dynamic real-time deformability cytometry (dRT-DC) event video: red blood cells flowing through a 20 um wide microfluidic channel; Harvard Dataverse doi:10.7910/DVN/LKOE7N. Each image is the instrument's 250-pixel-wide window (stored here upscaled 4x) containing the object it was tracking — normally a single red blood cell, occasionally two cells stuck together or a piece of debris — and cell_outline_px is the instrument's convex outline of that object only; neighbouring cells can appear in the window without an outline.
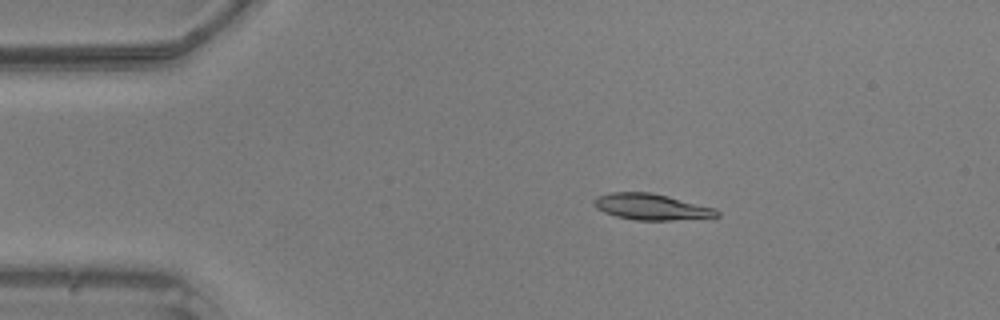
{"species": "common noctule bat (a hibernating species)", "species_latin": "Nyctalus noctula", "temperature_condition": "warm", "stored_images_in_passage": 49, "camera_frame_rate_fps": 3000, "um_per_image_px": 0.085, "animal": {"sex": "male", "body_mass_g": 20.5, "forearm_length_mm": 52.5}, "frame": {"image": 1, "passage_image": 9, "time_ms": 2.667, "image_size_px": [1000, 320], "cell_outline_px": [[720, 216], [712, 220], [636, 220], [616, 216], [604, 212], [596, 208], [592, 204], [592, 200], [596, 196], [608, 192], [648, 192], [668, 196], [716, 208], [720, 212]], "centroid_in_image_um": [55.45, 17.6], "position_along_channel_um": 29.5, "area_um2": 19.36}}
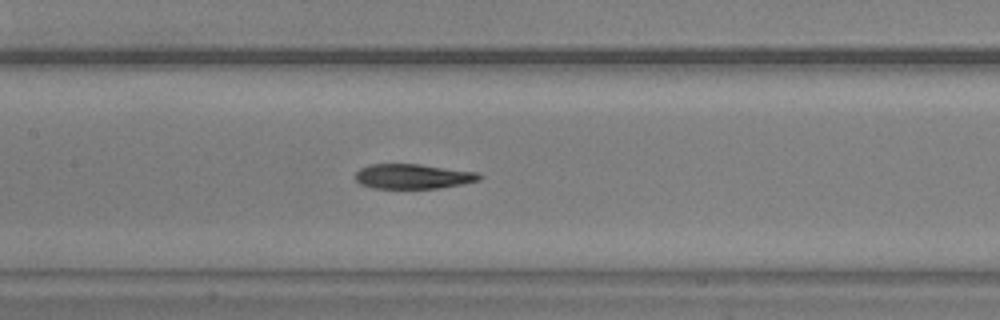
{"frame": {"image": 2, "passage_image": 23, "time_ms": 7.333, "image_size_px": [1000, 320], "cell_outline_px": [[484, 176], [480, 180], [440, 188], [372, 188], [360, 184], [356, 180], [356, 172], [360, 168], [372, 164], [420, 164], [476, 172]], "centroid_in_image_um": [35.1, 14.99], "position_along_channel_um": 172.3, "area_um2": 17.86}}
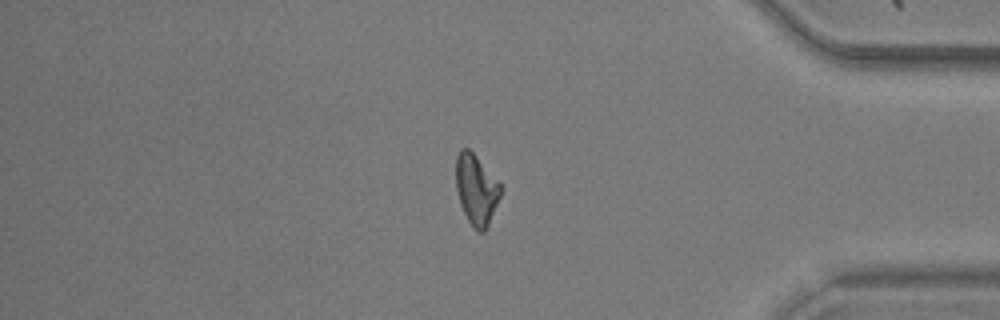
{"frame": {"image": 3, "passage_image": 41, "time_ms": 13.333, "image_size_px": [1000, 320], "cell_outline_px": [[500, 196], [488, 228], [484, 232], [480, 232], [472, 228], [460, 204], [456, 188], [456, 156], [460, 148], [468, 148], [476, 156], [500, 184]], "centroid_in_image_um": [40.47, 16.14], "position_along_channel_um": 394.7, "area_um2": 18.21}}